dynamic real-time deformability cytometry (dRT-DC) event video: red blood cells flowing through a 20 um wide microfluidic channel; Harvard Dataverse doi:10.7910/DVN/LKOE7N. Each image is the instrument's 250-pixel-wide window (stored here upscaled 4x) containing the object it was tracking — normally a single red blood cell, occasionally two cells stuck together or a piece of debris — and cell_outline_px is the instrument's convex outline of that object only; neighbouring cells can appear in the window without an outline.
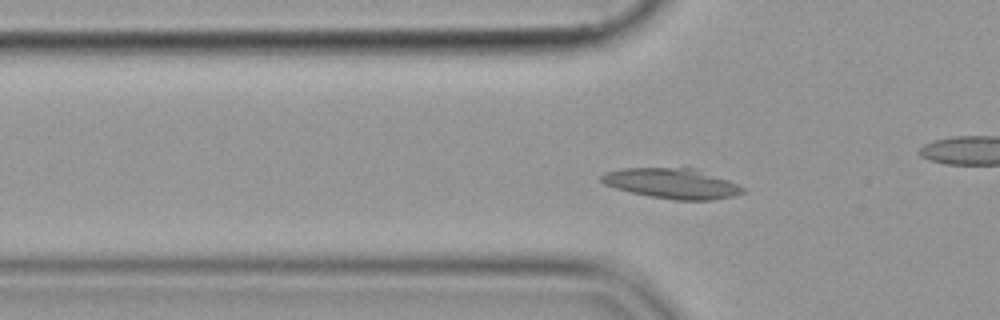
{"species": "common noctule bat (a hibernating species)", "species_latin": "Nyctalus noctula", "temperature_condition": "cold", "stored_images_in_passage": 54, "camera_frame_rate_fps": 3000, "um_per_image_px": 0.085, "animal": {"sex": "female", "body_mass_g": 19.9}, "frame": {"image": 1, "passage_image": 16, "time_ms": 5.0, "image_size_px": [1000, 320], "cell_outline_px": [[748, 192], [736, 196], [712, 200], [676, 200], [648, 196], [616, 188], [604, 184], [600, 180], [600, 176], [604, 172], [624, 168], [692, 168], [728, 180], [744, 188]], "centroid_in_image_um": [57.13, 15.6], "position_along_channel_um": 68.7, "area_um2": 24.85}}
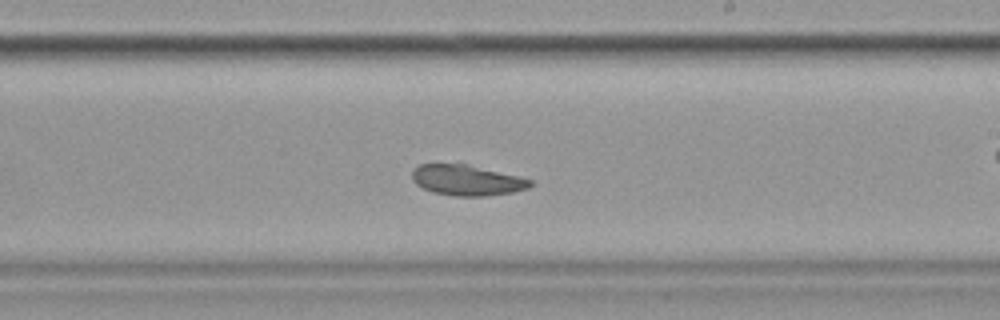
{"frame": {"image": 2, "passage_image": 31, "time_ms": 10.0, "image_size_px": [1000, 320], "cell_outline_px": [[532, 184], [528, 188], [512, 192], [484, 196], [456, 196], [432, 192], [416, 184], [412, 180], [412, 172], [420, 164], [464, 164], [516, 176], [532, 180]], "centroid_in_image_um": [39.65, 15.33], "position_along_channel_um": 249.4, "area_um2": 20.58}}
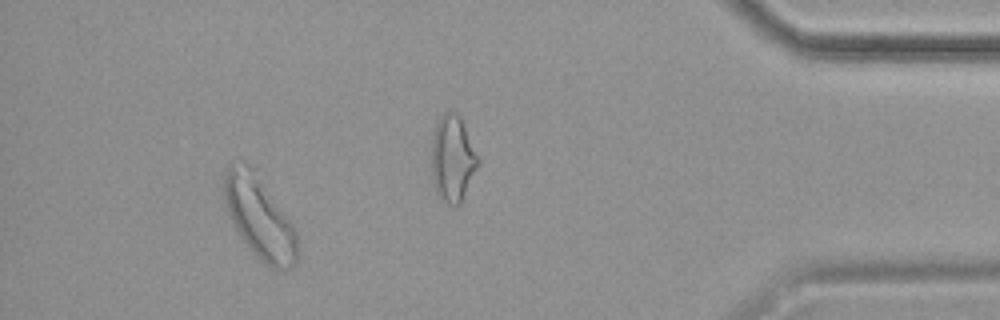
{"frame": {"image": 3, "passage_image": 49, "time_ms": 16.0, "image_size_px": [1000, 320], "cell_outline_px": [[300, 256], [296, 264], [284, 272], [272, 268], [260, 260], [256, 256], [236, 232], [228, 216], [224, 200], [224, 176], [228, 164], [248, 164], [252, 168], [292, 224], [296, 232]], "centroid_in_image_um": [22.06, 18.58], "position_along_channel_um": 413.1, "area_um2": 35.03}}